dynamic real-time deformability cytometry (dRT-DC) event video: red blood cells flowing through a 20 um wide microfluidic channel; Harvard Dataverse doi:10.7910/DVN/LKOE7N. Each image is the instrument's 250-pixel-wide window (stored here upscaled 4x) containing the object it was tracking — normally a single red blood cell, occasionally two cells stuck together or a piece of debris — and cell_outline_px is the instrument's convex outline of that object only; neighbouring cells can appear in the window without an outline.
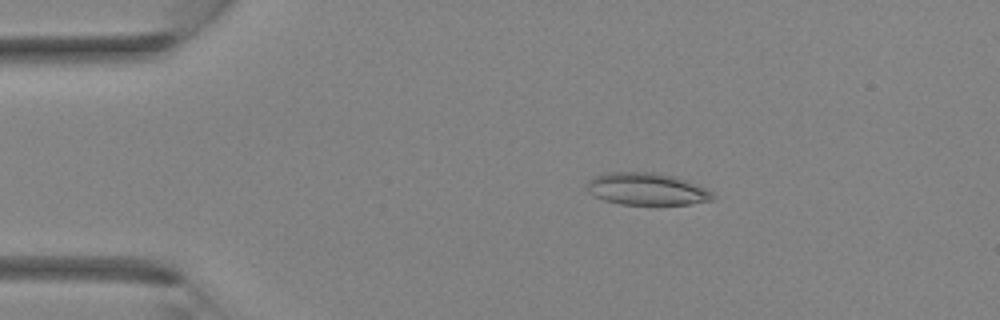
{"species": "Egyptian fruit bat (a non-hibernating species)", "species_latin": "Rousettus aegyptiacus", "temperature_condition": "room temperature", "stored_images_in_passage": 34, "camera_frame_rate_fps": 3000, "um_per_image_px": 0.085, "animal": {"sex": "female"}, "frame": {"image": 1, "passage_image": 6, "time_ms": 1.667, "image_size_px": [1000, 320], "cell_outline_px": [[716, 196], [712, 200], [692, 204], [620, 204], [604, 200], [588, 192], [588, 180], [592, 176], [608, 172], [656, 172], [676, 176], [688, 180], [712, 192]], "centroid_in_image_um": [54.99, 16.05], "position_along_channel_um": 30.0, "area_um2": 23.7}}
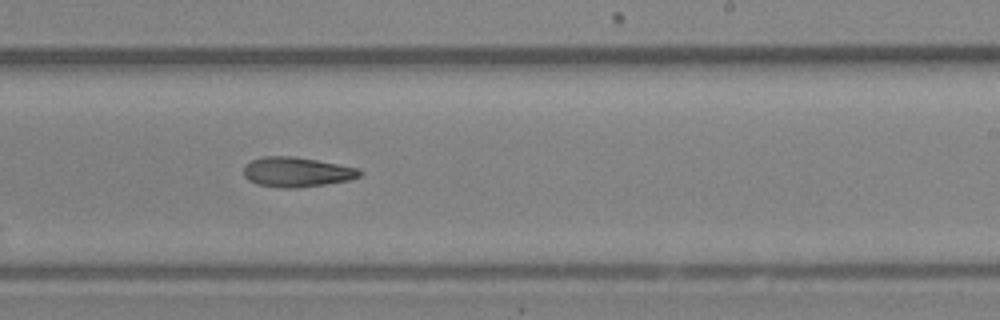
{"frame": {"image": 2, "passage_image": 21, "time_ms": 6.667, "image_size_px": [1000, 320], "cell_outline_px": [[360, 176], [348, 180], [324, 184], [296, 188], [280, 188], [256, 184], [248, 180], [244, 176], [244, 168], [252, 160], [264, 156], [292, 156], [316, 160], [360, 168]], "centroid_in_image_um": [25.2, 14.62], "position_along_channel_um": 263.8, "area_um2": 20.0}}
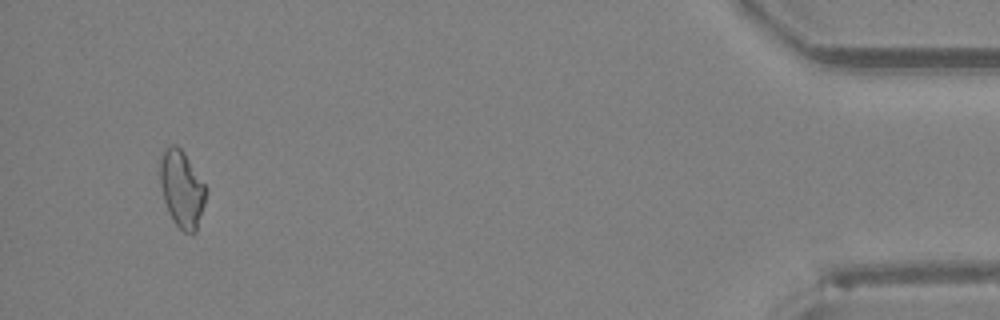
{"frame": {"image": 3, "passage_image": 33, "time_ms": 10.667, "image_size_px": [1000, 320], "cell_outline_px": [[208, 192], [196, 232], [192, 236], [184, 232], [176, 224], [168, 212], [164, 200], [160, 184], [160, 160], [164, 148], [172, 144], [176, 144], [184, 152], [204, 184]], "centroid_in_image_um": [15.46, 16.08], "position_along_channel_um": 419.7, "area_um2": 20.63}}